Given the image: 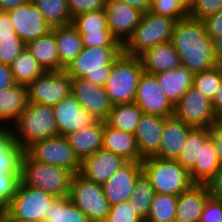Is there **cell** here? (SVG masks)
I'll list each match as a JSON object with an SVG mask.
<instances>
[{
    "label": "cell",
    "instance_id": "cell-31",
    "mask_svg": "<svg viewBox=\"0 0 222 222\" xmlns=\"http://www.w3.org/2000/svg\"><path fill=\"white\" fill-rule=\"evenodd\" d=\"M142 114L135 103L115 104L104 121L114 129L134 134Z\"/></svg>",
    "mask_w": 222,
    "mask_h": 222
},
{
    "label": "cell",
    "instance_id": "cell-48",
    "mask_svg": "<svg viewBox=\"0 0 222 222\" xmlns=\"http://www.w3.org/2000/svg\"><path fill=\"white\" fill-rule=\"evenodd\" d=\"M207 34L213 39L222 35V9L203 19Z\"/></svg>",
    "mask_w": 222,
    "mask_h": 222
},
{
    "label": "cell",
    "instance_id": "cell-59",
    "mask_svg": "<svg viewBox=\"0 0 222 222\" xmlns=\"http://www.w3.org/2000/svg\"><path fill=\"white\" fill-rule=\"evenodd\" d=\"M4 215L5 222H26V221H18L15 219H11L4 211L1 212Z\"/></svg>",
    "mask_w": 222,
    "mask_h": 222
},
{
    "label": "cell",
    "instance_id": "cell-6",
    "mask_svg": "<svg viewBox=\"0 0 222 222\" xmlns=\"http://www.w3.org/2000/svg\"><path fill=\"white\" fill-rule=\"evenodd\" d=\"M142 170L150 180L155 193L178 196L194 183L190 173L176 160H164L155 156L141 161Z\"/></svg>",
    "mask_w": 222,
    "mask_h": 222
},
{
    "label": "cell",
    "instance_id": "cell-45",
    "mask_svg": "<svg viewBox=\"0 0 222 222\" xmlns=\"http://www.w3.org/2000/svg\"><path fill=\"white\" fill-rule=\"evenodd\" d=\"M84 47L122 46L111 32L80 33Z\"/></svg>",
    "mask_w": 222,
    "mask_h": 222
},
{
    "label": "cell",
    "instance_id": "cell-13",
    "mask_svg": "<svg viewBox=\"0 0 222 222\" xmlns=\"http://www.w3.org/2000/svg\"><path fill=\"white\" fill-rule=\"evenodd\" d=\"M134 103L142 110L143 114L174 116V106L161 90L155 74L143 71L138 82Z\"/></svg>",
    "mask_w": 222,
    "mask_h": 222
},
{
    "label": "cell",
    "instance_id": "cell-8",
    "mask_svg": "<svg viewBox=\"0 0 222 222\" xmlns=\"http://www.w3.org/2000/svg\"><path fill=\"white\" fill-rule=\"evenodd\" d=\"M54 196L20 181L16 195L4 207L11 218L26 222H43Z\"/></svg>",
    "mask_w": 222,
    "mask_h": 222
},
{
    "label": "cell",
    "instance_id": "cell-37",
    "mask_svg": "<svg viewBox=\"0 0 222 222\" xmlns=\"http://www.w3.org/2000/svg\"><path fill=\"white\" fill-rule=\"evenodd\" d=\"M48 25L53 28L72 24L67 0H32Z\"/></svg>",
    "mask_w": 222,
    "mask_h": 222
},
{
    "label": "cell",
    "instance_id": "cell-12",
    "mask_svg": "<svg viewBox=\"0 0 222 222\" xmlns=\"http://www.w3.org/2000/svg\"><path fill=\"white\" fill-rule=\"evenodd\" d=\"M28 102L55 106L68 96L72 89V79L64 71H45L27 86Z\"/></svg>",
    "mask_w": 222,
    "mask_h": 222
},
{
    "label": "cell",
    "instance_id": "cell-26",
    "mask_svg": "<svg viewBox=\"0 0 222 222\" xmlns=\"http://www.w3.org/2000/svg\"><path fill=\"white\" fill-rule=\"evenodd\" d=\"M27 105L26 86L15 84L0 90V126H11L26 109Z\"/></svg>",
    "mask_w": 222,
    "mask_h": 222
},
{
    "label": "cell",
    "instance_id": "cell-57",
    "mask_svg": "<svg viewBox=\"0 0 222 222\" xmlns=\"http://www.w3.org/2000/svg\"><path fill=\"white\" fill-rule=\"evenodd\" d=\"M212 40L216 60L218 64H222V35Z\"/></svg>",
    "mask_w": 222,
    "mask_h": 222
},
{
    "label": "cell",
    "instance_id": "cell-4",
    "mask_svg": "<svg viewBox=\"0 0 222 222\" xmlns=\"http://www.w3.org/2000/svg\"><path fill=\"white\" fill-rule=\"evenodd\" d=\"M73 173L63 167L33 160L25 151L21 160V181L55 198L69 197Z\"/></svg>",
    "mask_w": 222,
    "mask_h": 222
},
{
    "label": "cell",
    "instance_id": "cell-43",
    "mask_svg": "<svg viewBox=\"0 0 222 222\" xmlns=\"http://www.w3.org/2000/svg\"><path fill=\"white\" fill-rule=\"evenodd\" d=\"M104 222H144L132 210L129 201H123L110 206L109 213Z\"/></svg>",
    "mask_w": 222,
    "mask_h": 222
},
{
    "label": "cell",
    "instance_id": "cell-47",
    "mask_svg": "<svg viewBox=\"0 0 222 222\" xmlns=\"http://www.w3.org/2000/svg\"><path fill=\"white\" fill-rule=\"evenodd\" d=\"M199 222H222V201L209 197Z\"/></svg>",
    "mask_w": 222,
    "mask_h": 222
},
{
    "label": "cell",
    "instance_id": "cell-20",
    "mask_svg": "<svg viewBox=\"0 0 222 222\" xmlns=\"http://www.w3.org/2000/svg\"><path fill=\"white\" fill-rule=\"evenodd\" d=\"M167 117L142 114L134 133L140 156L144 159L159 152L164 121Z\"/></svg>",
    "mask_w": 222,
    "mask_h": 222
},
{
    "label": "cell",
    "instance_id": "cell-22",
    "mask_svg": "<svg viewBox=\"0 0 222 222\" xmlns=\"http://www.w3.org/2000/svg\"><path fill=\"white\" fill-rule=\"evenodd\" d=\"M210 197L207 184H193L177 196L175 222H199Z\"/></svg>",
    "mask_w": 222,
    "mask_h": 222
},
{
    "label": "cell",
    "instance_id": "cell-36",
    "mask_svg": "<svg viewBox=\"0 0 222 222\" xmlns=\"http://www.w3.org/2000/svg\"><path fill=\"white\" fill-rule=\"evenodd\" d=\"M43 222H90L89 218L77 208L69 197L55 198Z\"/></svg>",
    "mask_w": 222,
    "mask_h": 222
},
{
    "label": "cell",
    "instance_id": "cell-55",
    "mask_svg": "<svg viewBox=\"0 0 222 222\" xmlns=\"http://www.w3.org/2000/svg\"><path fill=\"white\" fill-rule=\"evenodd\" d=\"M214 112L218 119H222V82L212 100Z\"/></svg>",
    "mask_w": 222,
    "mask_h": 222
},
{
    "label": "cell",
    "instance_id": "cell-25",
    "mask_svg": "<svg viewBox=\"0 0 222 222\" xmlns=\"http://www.w3.org/2000/svg\"><path fill=\"white\" fill-rule=\"evenodd\" d=\"M144 72L159 74L180 66L178 53L171 42L158 44L139 56Z\"/></svg>",
    "mask_w": 222,
    "mask_h": 222
},
{
    "label": "cell",
    "instance_id": "cell-50",
    "mask_svg": "<svg viewBox=\"0 0 222 222\" xmlns=\"http://www.w3.org/2000/svg\"><path fill=\"white\" fill-rule=\"evenodd\" d=\"M16 144L11 127L0 126V155L7 154Z\"/></svg>",
    "mask_w": 222,
    "mask_h": 222
},
{
    "label": "cell",
    "instance_id": "cell-17",
    "mask_svg": "<svg viewBox=\"0 0 222 222\" xmlns=\"http://www.w3.org/2000/svg\"><path fill=\"white\" fill-rule=\"evenodd\" d=\"M71 90L81 106L95 119L105 120L108 117L113 103L103 86L93 84L84 78H74Z\"/></svg>",
    "mask_w": 222,
    "mask_h": 222
},
{
    "label": "cell",
    "instance_id": "cell-30",
    "mask_svg": "<svg viewBox=\"0 0 222 222\" xmlns=\"http://www.w3.org/2000/svg\"><path fill=\"white\" fill-rule=\"evenodd\" d=\"M26 48L45 71H59V54L52 31L28 42Z\"/></svg>",
    "mask_w": 222,
    "mask_h": 222
},
{
    "label": "cell",
    "instance_id": "cell-32",
    "mask_svg": "<svg viewBox=\"0 0 222 222\" xmlns=\"http://www.w3.org/2000/svg\"><path fill=\"white\" fill-rule=\"evenodd\" d=\"M213 141L209 138L201 146L200 164H196L190 171L194 184H207L220 169Z\"/></svg>",
    "mask_w": 222,
    "mask_h": 222
},
{
    "label": "cell",
    "instance_id": "cell-42",
    "mask_svg": "<svg viewBox=\"0 0 222 222\" xmlns=\"http://www.w3.org/2000/svg\"><path fill=\"white\" fill-rule=\"evenodd\" d=\"M151 12L175 20L185 18L189 13L183 6L182 0H152Z\"/></svg>",
    "mask_w": 222,
    "mask_h": 222
},
{
    "label": "cell",
    "instance_id": "cell-27",
    "mask_svg": "<svg viewBox=\"0 0 222 222\" xmlns=\"http://www.w3.org/2000/svg\"><path fill=\"white\" fill-rule=\"evenodd\" d=\"M161 90L167 99L175 106L180 98L193 85L194 74L184 66H179L173 70L155 74Z\"/></svg>",
    "mask_w": 222,
    "mask_h": 222
},
{
    "label": "cell",
    "instance_id": "cell-28",
    "mask_svg": "<svg viewBox=\"0 0 222 222\" xmlns=\"http://www.w3.org/2000/svg\"><path fill=\"white\" fill-rule=\"evenodd\" d=\"M59 54V71L64 70L83 50L80 33L72 24L53 27Z\"/></svg>",
    "mask_w": 222,
    "mask_h": 222
},
{
    "label": "cell",
    "instance_id": "cell-35",
    "mask_svg": "<svg viewBox=\"0 0 222 222\" xmlns=\"http://www.w3.org/2000/svg\"><path fill=\"white\" fill-rule=\"evenodd\" d=\"M155 195V190L150 180L142 173L136 180L132 196L129 200L132 210L144 222L150 212L151 203Z\"/></svg>",
    "mask_w": 222,
    "mask_h": 222
},
{
    "label": "cell",
    "instance_id": "cell-38",
    "mask_svg": "<svg viewBox=\"0 0 222 222\" xmlns=\"http://www.w3.org/2000/svg\"><path fill=\"white\" fill-rule=\"evenodd\" d=\"M21 181V165H0V212L14 198Z\"/></svg>",
    "mask_w": 222,
    "mask_h": 222
},
{
    "label": "cell",
    "instance_id": "cell-5",
    "mask_svg": "<svg viewBox=\"0 0 222 222\" xmlns=\"http://www.w3.org/2000/svg\"><path fill=\"white\" fill-rule=\"evenodd\" d=\"M177 20L153 12L143 14L133 34L123 45V53L139 57L158 44L171 41Z\"/></svg>",
    "mask_w": 222,
    "mask_h": 222
},
{
    "label": "cell",
    "instance_id": "cell-11",
    "mask_svg": "<svg viewBox=\"0 0 222 222\" xmlns=\"http://www.w3.org/2000/svg\"><path fill=\"white\" fill-rule=\"evenodd\" d=\"M174 116L193 128H210L218 120L212 101L193 85L174 106Z\"/></svg>",
    "mask_w": 222,
    "mask_h": 222
},
{
    "label": "cell",
    "instance_id": "cell-16",
    "mask_svg": "<svg viewBox=\"0 0 222 222\" xmlns=\"http://www.w3.org/2000/svg\"><path fill=\"white\" fill-rule=\"evenodd\" d=\"M107 26L123 46L138 26L143 13L119 0H106Z\"/></svg>",
    "mask_w": 222,
    "mask_h": 222
},
{
    "label": "cell",
    "instance_id": "cell-44",
    "mask_svg": "<svg viewBox=\"0 0 222 222\" xmlns=\"http://www.w3.org/2000/svg\"><path fill=\"white\" fill-rule=\"evenodd\" d=\"M222 9V0H198L194 7L189 11L188 16L203 20L207 16L217 13Z\"/></svg>",
    "mask_w": 222,
    "mask_h": 222
},
{
    "label": "cell",
    "instance_id": "cell-54",
    "mask_svg": "<svg viewBox=\"0 0 222 222\" xmlns=\"http://www.w3.org/2000/svg\"><path fill=\"white\" fill-rule=\"evenodd\" d=\"M128 6L139 10L143 14L151 11V1L152 0H119Z\"/></svg>",
    "mask_w": 222,
    "mask_h": 222
},
{
    "label": "cell",
    "instance_id": "cell-29",
    "mask_svg": "<svg viewBox=\"0 0 222 222\" xmlns=\"http://www.w3.org/2000/svg\"><path fill=\"white\" fill-rule=\"evenodd\" d=\"M26 44L16 34L6 12H0V63L11 66Z\"/></svg>",
    "mask_w": 222,
    "mask_h": 222
},
{
    "label": "cell",
    "instance_id": "cell-19",
    "mask_svg": "<svg viewBox=\"0 0 222 222\" xmlns=\"http://www.w3.org/2000/svg\"><path fill=\"white\" fill-rule=\"evenodd\" d=\"M143 173L141 162H128L102 184L110 206L129 201L137 178Z\"/></svg>",
    "mask_w": 222,
    "mask_h": 222
},
{
    "label": "cell",
    "instance_id": "cell-7",
    "mask_svg": "<svg viewBox=\"0 0 222 222\" xmlns=\"http://www.w3.org/2000/svg\"><path fill=\"white\" fill-rule=\"evenodd\" d=\"M139 57L122 54L112 63L111 72L104 86L113 105L134 103L138 82L143 73Z\"/></svg>",
    "mask_w": 222,
    "mask_h": 222
},
{
    "label": "cell",
    "instance_id": "cell-23",
    "mask_svg": "<svg viewBox=\"0 0 222 222\" xmlns=\"http://www.w3.org/2000/svg\"><path fill=\"white\" fill-rule=\"evenodd\" d=\"M103 131L104 120L96 119L93 123L66 136L69 145L81 162L102 149Z\"/></svg>",
    "mask_w": 222,
    "mask_h": 222
},
{
    "label": "cell",
    "instance_id": "cell-18",
    "mask_svg": "<svg viewBox=\"0 0 222 222\" xmlns=\"http://www.w3.org/2000/svg\"><path fill=\"white\" fill-rule=\"evenodd\" d=\"M128 162L120 155L100 149L81 162L80 174L88 180L102 185Z\"/></svg>",
    "mask_w": 222,
    "mask_h": 222
},
{
    "label": "cell",
    "instance_id": "cell-9",
    "mask_svg": "<svg viewBox=\"0 0 222 222\" xmlns=\"http://www.w3.org/2000/svg\"><path fill=\"white\" fill-rule=\"evenodd\" d=\"M69 199L90 222H104L108 216L110 204L104 196L102 185L88 180L80 173L72 177Z\"/></svg>",
    "mask_w": 222,
    "mask_h": 222
},
{
    "label": "cell",
    "instance_id": "cell-49",
    "mask_svg": "<svg viewBox=\"0 0 222 222\" xmlns=\"http://www.w3.org/2000/svg\"><path fill=\"white\" fill-rule=\"evenodd\" d=\"M210 130V139L213 141L219 163L222 165V119L215 121Z\"/></svg>",
    "mask_w": 222,
    "mask_h": 222
},
{
    "label": "cell",
    "instance_id": "cell-3",
    "mask_svg": "<svg viewBox=\"0 0 222 222\" xmlns=\"http://www.w3.org/2000/svg\"><path fill=\"white\" fill-rule=\"evenodd\" d=\"M123 46L83 47L81 53L64 69L71 79L84 78L105 86L112 63L122 54Z\"/></svg>",
    "mask_w": 222,
    "mask_h": 222
},
{
    "label": "cell",
    "instance_id": "cell-24",
    "mask_svg": "<svg viewBox=\"0 0 222 222\" xmlns=\"http://www.w3.org/2000/svg\"><path fill=\"white\" fill-rule=\"evenodd\" d=\"M102 149L124 157L129 162H141L143 158L133 133L117 130L104 121Z\"/></svg>",
    "mask_w": 222,
    "mask_h": 222
},
{
    "label": "cell",
    "instance_id": "cell-58",
    "mask_svg": "<svg viewBox=\"0 0 222 222\" xmlns=\"http://www.w3.org/2000/svg\"><path fill=\"white\" fill-rule=\"evenodd\" d=\"M197 1L198 0H182V4L188 11H190L197 3Z\"/></svg>",
    "mask_w": 222,
    "mask_h": 222
},
{
    "label": "cell",
    "instance_id": "cell-56",
    "mask_svg": "<svg viewBox=\"0 0 222 222\" xmlns=\"http://www.w3.org/2000/svg\"><path fill=\"white\" fill-rule=\"evenodd\" d=\"M29 0H0V12H8L17 8L19 5L25 4Z\"/></svg>",
    "mask_w": 222,
    "mask_h": 222
},
{
    "label": "cell",
    "instance_id": "cell-2",
    "mask_svg": "<svg viewBox=\"0 0 222 222\" xmlns=\"http://www.w3.org/2000/svg\"><path fill=\"white\" fill-rule=\"evenodd\" d=\"M10 127L24 150L35 141L58 136L52 106L41 103L28 102L26 109Z\"/></svg>",
    "mask_w": 222,
    "mask_h": 222
},
{
    "label": "cell",
    "instance_id": "cell-40",
    "mask_svg": "<svg viewBox=\"0 0 222 222\" xmlns=\"http://www.w3.org/2000/svg\"><path fill=\"white\" fill-rule=\"evenodd\" d=\"M72 25L79 33L110 32L105 9L81 13L73 17Z\"/></svg>",
    "mask_w": 222,
    "mask_h": 222
},
{
    "label": "cell",
    "instance_id": "cell-15",
    "mask_svg": "<svg viewBox=\"0 0 222 222\" xmlns=\"http://www.w3.org/2000/svg\"><path fill=\"white\" fill-rule=\"evenodd\" d=\"M58 129V136L66 137L96 119L85 110L71 92L52 107Z\"/></svg>",
    "mask_w": 222,
    "mask_h": 222
},
{
    "label": "cell",
    "instance_id": "cell-33",
    "mask_svg": "<svg viewBox=\"0 0 222 222\" xmlns=\"http://www.w3.org/2000/svg\"><path fill=\"white\" fill-rule=\"evenodd\" d=\"M209 138V128H193L188 133L184 147L176 161L190 171L196 164H200L201 146Z\"/></svg>",
    "mask_w": 222,
    "mask_h": 222
},
{
    "label": "cell",
    "instance_id": "cell-52",
    "mask_svg": "<svg viewBox=\"0 0 222 222\" xmlns=\"http://www.w3.org/2000/svg\"><path fill=\"white\" fill-rule=\"evenodd\" d=\"M210 197L222 201V165L214 177L207 183Z\"/></svg>",
    "mask_w": 222,
    "mask_h": 222
},
{
    "label": "cell",
    "instance_id": "cell-14",
    "mask_svg": "<svg viewBox=\"0 0 222 222\" xmlns=\"http://www.w3.org/2000/svg\"><path fill=\"white\" fill-rule=\"evenodd\" d=\"M6 13L12 21L16 34L25 44L47 35L52 29L32 0Z\"/></svg>",
    "mask_w": 222,
    "mask_h": 222
},
{
    "label": "cell",
    "instance_id": "cell-46",
    "mask_svg": "<svg viewBox=\"0 0 222 222\" xmlns=\"http://www.w3.org/2000/svg\"><path fill=\"white\" fill-rule=\"evenodd\" d=\"M67 2L72 17L85 12L104 10L106 5V0H67Z\"/></svg>",
    "mask_w": 222,
    "mask_h": 222
},
{
    "label": "cell",
    "instance_id": "cell-34",
    "mask_svg": "<svg viewBox=\"0 0 222 222\" xmlns=\"http://www.w3.org/2000/svg\"><path fill=\"white\" fill-rule=\"evenodd\" d=\"M10 67L15 83L24 86H27L45 72L27 48L17 56Z\"/></svg>",
    "mask_w": 222,
    "mask_h": 222
},
{
    "label": "cell",
    "instance_id": "cell-10",
    "mask_svg": "<svg viewBox=\"0 0 222 222\" xmlns=\"http://www.w3.org/2000/svg\"><path fill=\"white\" fill-rule=\"evenodd\" d=\"M33 160L63 167L73 174L80 173L81 161L66 137L56 136L35 141L24 150Z\"/></svg>",
    "mask_w": 222,
    "mask_h": 222
},
{
    "label": "cell",
    "instance_id": "cell-1",
    "mask_svg": "<svg viewBox=\"0 0 222 222\" xmlns=\"http://www.w3.org/2000/svg\"><path fill=\"white\" fill-rule=\"evenodd\" d=\"M170 42L179 55L180 65L193 74L218 65L213 40L207 34L203 20L189 16L177 20Z\"/></svg>",
    "mask_w": 222,
    "mask_h": 222
},
{
    "label": "cell",
    "instance_id": "cell-51",
    "mask_svg": "<svg viewBox=\"0 0 222 222\" xmlns=\"http://www.w3.org/2000/svg\"><path fill=\"white\" fill-rule=\"evenodd\" d=\"M24 149L17 143L7 154L0 155V165H21Z\"/></svg>",
    "mask_w": 222,
    "mask_h": 222
},
{
    "label": "cell",
    "instance_id": "cell-60",
    "mask_svg": "<svg viewBox=\"0 0 222 222\" xmlns=\"http://www.w3.org/2000/svg\"><path fill=\"white\" fill-rule=\"evenodd\" d=\"M0 222H5L4 215L0 212Z\"/></svg>",
    "mask_w": 222,
    "mask_h": 222
},
{
    "label": "cell",
    "instance_id": "cell-21",
    "mask_svg": "<svg viewBox=\"0 0 222 222\" xmlns=\"http://www.w3.org/2000/svg\"><path fill=\"white\" fill-rule=\"evenodd\" d=\"M193 127L187 125L175 116L164 121L159 152L155 155L164 160H177Z\"/></svg>",
    "mask_w": 222,
    "mask_h": 222
},
{
    "label": "cell",
    "instance_id": "cell-41",
    "mask_svg": "<svg viewBox=\"0 0 222 222\" xmlns=\"http://www.w3.org/2000/svg\"><path fill=\"white\" fill-rule=\"evenodd\" d=\"M222 82V64L216 65L210 70L195 73L193 76V86L211 101Z\"/></svg>",
    "mask_w": 222,
    "mask_h": 222
},
{
    "label": "cell",
    "instance_id": "cell-39",
    "mask_svg": "<svg viewBox=\"0 0 222 222\" xmlns=\"http://www.w3.org/2000/svg\"><path fill=\"white\" fill-rule=\"evenodd\" d=\"M177 196L155 193L145 222H175Z\"/></svg>",
    "mask_w": 222,
    "mask_h": 222
},
{
    "label": "cell",
    "instance_id": "cell-53",
    "mask_svg": "<svg viewBox=\"0 0 222 222\" xmlns=\"http://www.w3.org/2000/svg\"><path fill=\"white\" fill-rule=\"evenodd\" d=\"M11 67L0 63V90L15 85Z\"/></svg>",
    "mask_w": 222,
    "mask_h": 222
}]
</instances>
